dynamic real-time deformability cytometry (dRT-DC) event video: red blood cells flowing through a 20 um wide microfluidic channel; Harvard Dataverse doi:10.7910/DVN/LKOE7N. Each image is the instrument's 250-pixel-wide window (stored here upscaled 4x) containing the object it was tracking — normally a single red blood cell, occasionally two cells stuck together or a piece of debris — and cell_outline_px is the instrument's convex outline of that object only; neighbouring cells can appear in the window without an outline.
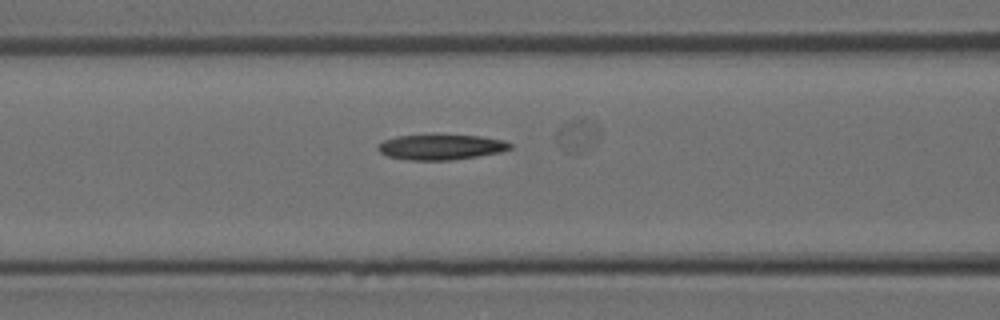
{"species": "Egyptian fruit bat (a non-hibernating species)", "species_latin": "Rousettus aegyptiacus", "temperature_condition": "room temperature", "stored_images_in_passage": 5, "camera_frame_rate_fps": 3000, "um_per_image_px": 0.085, "animal": {"sex": "female"}, "frame": {"image": 1, "passage_image": 5, "time_ms": 1.333, "image_size_px": [1000, 320], "cell_outline_px": [[512, 148], [500, 152], [452, 160], [408, 160], [388, 156], [380, 152], [376, 148], [384, 140], [396, 136], [480, 136], [504, 140], [512, 144]], "centroid_in_image_um": [37.49, 12.51], "position_along_channel_um": 129.1, "area_um2": 19.07}}